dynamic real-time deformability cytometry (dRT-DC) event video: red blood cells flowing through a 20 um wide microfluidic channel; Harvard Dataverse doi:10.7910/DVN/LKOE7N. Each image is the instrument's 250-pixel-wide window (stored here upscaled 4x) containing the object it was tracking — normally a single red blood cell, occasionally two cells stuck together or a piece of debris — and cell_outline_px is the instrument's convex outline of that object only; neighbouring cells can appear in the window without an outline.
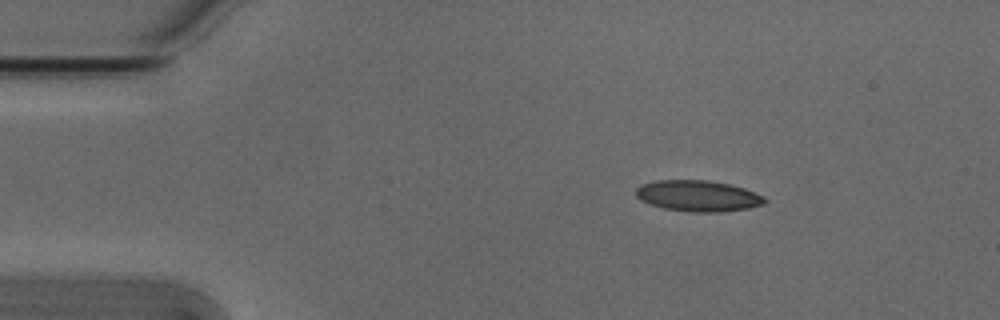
{"species": "Egyptian fruit bat (a non-hibernating species)", "species_latin": "Rousettus aegyptiacus", "temperature_condition": "cold", "stored_images_in_passage": 4, "camera_frame_rate_fps": 3000, "um_per_image_px": 0.085, "animal": {"sex": "male"}, "frame": {"image": 1, "passage_image": 2, "time_ms": 0.333, "image_size_px": [1000, 320], "cell_outline_px": [[768, 200], [764, 204], [748, 208], [724, 212], [688, 212], [664, 208], [640, 200], [636, 196], [636, 188], [644, 184], [656, 180], [708, 180], [728, 184], [744, 188], [764, 196]], "centroid_in_image_um": [59.36, 16.66], "position_along_channel_um": 25.6, "area_um2": 23.29}}